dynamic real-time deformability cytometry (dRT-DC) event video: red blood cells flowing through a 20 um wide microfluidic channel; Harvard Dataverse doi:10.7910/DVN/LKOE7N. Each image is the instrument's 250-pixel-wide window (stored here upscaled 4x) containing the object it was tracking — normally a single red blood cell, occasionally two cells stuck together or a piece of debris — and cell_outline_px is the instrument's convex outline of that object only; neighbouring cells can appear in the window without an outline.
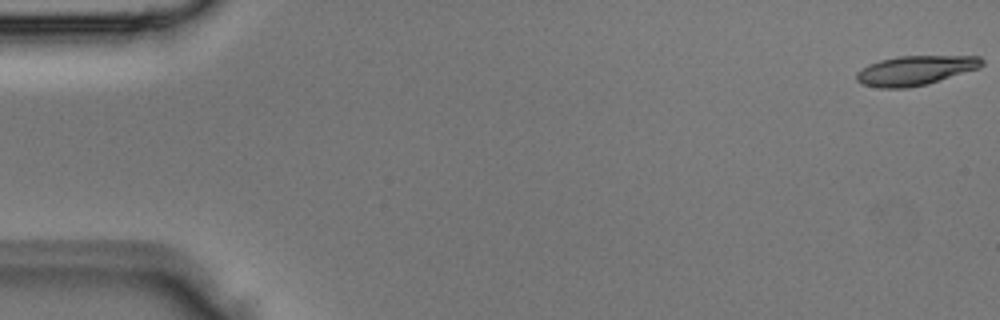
{"species": "Egyptian fruit bat (a non-hibernating species)", "species_latin": "Rousettus aegyptiacus", "temperature_condition": "room temperature", "stored_images_in_passage": 4, "camera_frame_rate_fps": 3000, "um_per_image_px": 0.085, "animal": {"sex": "male"}, "frame": {"image": 1, "passage_image": 1, "time_ms": 0.0, "image_size_px": [1000, 320], "cell_outline_px": [[984, 64], [980, 68], [928, 84], [908, 88], [880, 88], [860, 84], [856, 80], [856, 72], [868, 64], [880, 60], [896, 56], [980, 56], [984, 60]], "centroid_in_image_um": [77.8, 5.99], "position_along_channel_um": 7.2, "area_um2": 21.85}}
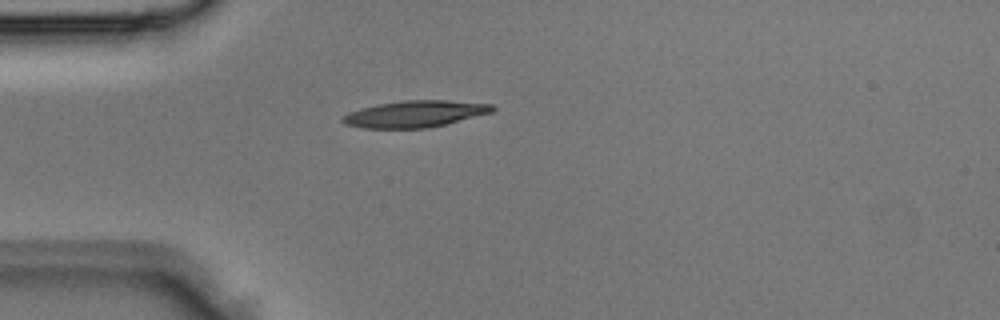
{"frame": {"image": 2, "passage_image": 4, "time_ms": 1.0, "image_size_px": [1000, 320], "cell_outline_px": [[496, 108], [492, 112], [448, 124], [428, 128], [364, 128], [344, 124], [340, 120], [348, 112], [360, 108], [380, 104], [404, 100], [448, 100], [492, 104]], "centroid_in_image_um": [35.29, 9.68], "position_along_channel_um": 49.7, "area_um2": 23.29}}